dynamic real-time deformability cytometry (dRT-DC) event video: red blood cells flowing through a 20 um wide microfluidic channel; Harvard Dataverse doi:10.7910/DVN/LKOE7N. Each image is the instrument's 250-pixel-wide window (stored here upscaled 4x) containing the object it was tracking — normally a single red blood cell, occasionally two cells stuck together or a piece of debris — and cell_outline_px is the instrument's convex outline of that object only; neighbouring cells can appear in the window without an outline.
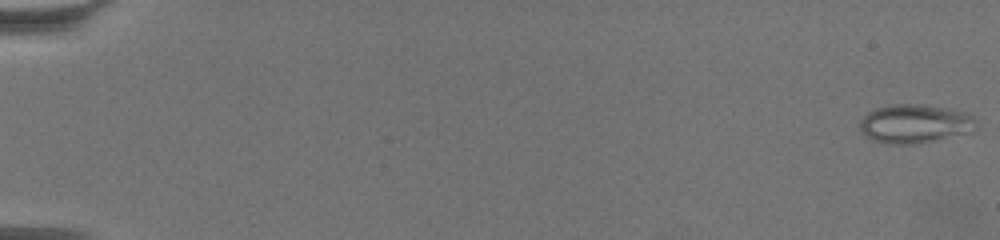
{"species": "common noctule bat (a hibernating species)", "species_latin": "Nyctalus noctula", "temperature_condition": "warm", "stored_images_in_passage": 64, "camera_frame_rate_fps": 3000, "um_per_image_px": 0.085, "animal": {"sex": "female", "body_mass_g": 19.5, "forearm_length_mm": 54.1}, "frame": {"image": 1, "passage_image": 1, "time_ms": 0.0, "image_size_px": [1000, 240], "cell_outline_px": [[976, 128], [972, 132], [936, 140], [912, 144], [888, 144], [872, 140], [864, 136], [860, 128], [860, 120], [868, 112], [876, 108], [896, 104], [916, 104], [948, 108], [964, 112], [972, 116], [976, 120]], "centroid_in_image_um": [77.76, 10.53], "position_along_channel_um": 7.2, "area_um2": 26.3}}
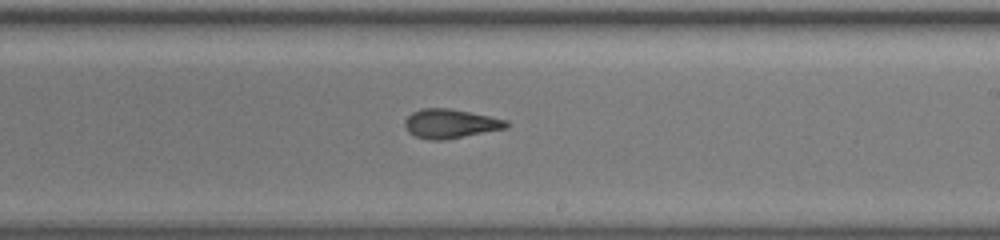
{"frame": {"image": 2, "passage_image": 40, "time_ms": 13.0, "image_size_px": [1000, 240], "cell_outline_px": [[512, 124], [508, 128], [444, 140], [432, 140], [416, 136], [408, 132], [404, 124], [404, 120], [412, 112], [420, 108], [448, 108], [508, 120]], "centroid_in_image_um": [38.3, 10.51], "position_along_channel_um": 250.7, "area_um2": 17.28}}
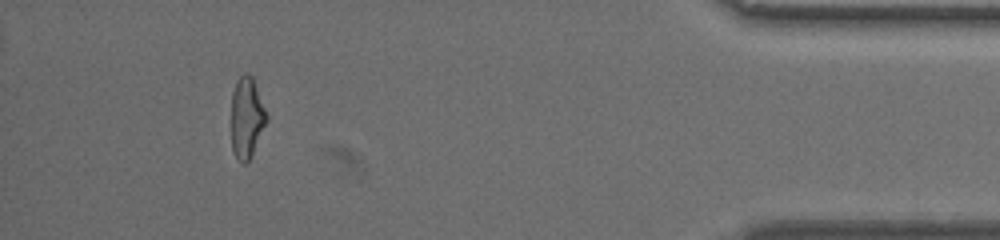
{"frame": {"image": 3, "passage_image": 59, "time_ms": 19.333, "image_size_px": [1000, 240], "cell_outline_px": [[268, 120], [248, 160], [244, 164], [236, 156], [232, 148], [232, 92], [236, 80], [240, 76], [252, 76], [268, 116]], "centroid_in_image_um": [20.97, 9.98], "position_along_channel_um": 414.2, "area_um2": 16.13}, "authors_computed_cell_mechanics": {"area_um2": 17.6001, "velocity_mm_per_s": 3.4029, "shape_relaxation_time_tau1_ms": null, "shape_relaxation_time_tau2_ms": 2.218, "deformation_change_tau1": null, "deformation_change_tau2": 0.1029}}